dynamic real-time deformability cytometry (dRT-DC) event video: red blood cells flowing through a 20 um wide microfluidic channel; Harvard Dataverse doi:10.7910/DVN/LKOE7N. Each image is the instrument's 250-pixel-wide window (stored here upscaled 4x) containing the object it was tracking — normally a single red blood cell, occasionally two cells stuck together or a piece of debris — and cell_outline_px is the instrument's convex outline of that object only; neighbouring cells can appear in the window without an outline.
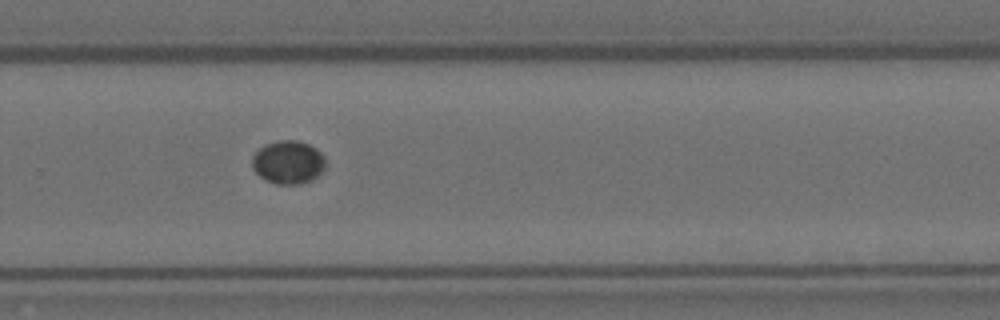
{"species": "Egyptian fruit bat (a non-hibernating species)", "species_latin": "Rousettus aegyptiacus", "temperature_condition": "room temperature", "stored_images_in_passage": 12, "camera_frame_rate_fps": 3000, "um_per_image_px": 0.085, "animal": {"sex": "female"}, "frame": {"image": 1, "passage_image": 7, "time_ms": 2.0, "image_size_px": [1000, 320], "cell_outline_px": [[324, 168], [312, 180], [300, 184], [276, 184], [264, 180], [252, 168], [252, 156], [264, 144], [280, 140], [296, 140], [308, 144], [316, 148], [324, 156]], "centroid_in_image_um": [24.47, 13.79], "position_along_channel_um": 305.3, "area_um2": 18.5}}
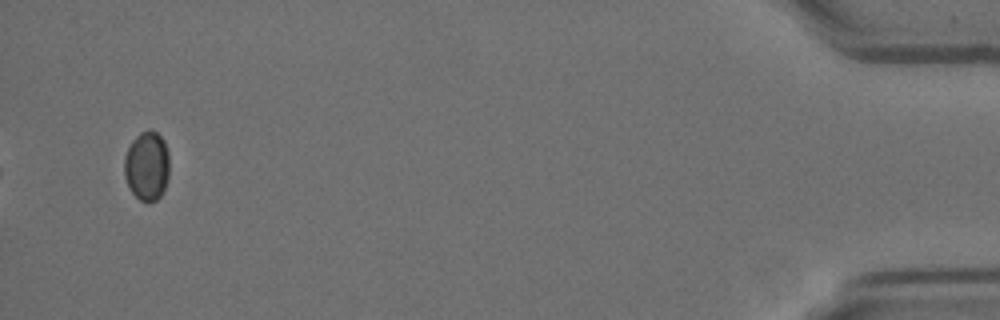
{"frame": {"image": 2, "passage_image": 12, "time_ms": 3.667, "image_size_px": [1000, 320], "cell_outline_px": [[168, 176], [164, 188], [160, 196], [156, 200], [148, 204], [140, 200], [128, 188], [124, 176], [124, 156], [132, 140], [140, 132], [148, 128], [152, 128], [164, 140], [168, 152]], "centroid_in_image_um": [12.47, 14.09], "position_along_channel_um": 422.7, "area_um2": 18.5}}